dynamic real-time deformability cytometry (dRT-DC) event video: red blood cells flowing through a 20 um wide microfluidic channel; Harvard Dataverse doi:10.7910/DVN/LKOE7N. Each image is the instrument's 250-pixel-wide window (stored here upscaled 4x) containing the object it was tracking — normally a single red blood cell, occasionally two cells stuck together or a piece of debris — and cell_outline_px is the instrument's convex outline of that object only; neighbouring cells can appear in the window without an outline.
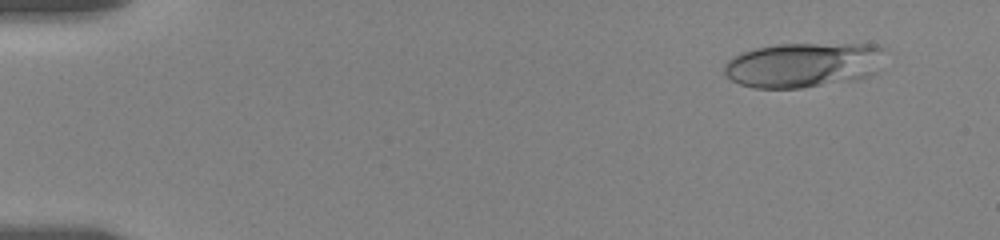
{"species": "human", "species_latin": "Homo sapiens", "temperature_condition": "room temperature", "stored_images_in_passage": 9, "camera_frame_rate_fps": 3000, "um_per_image_px": 0.085, "donor": {"sex": "female"}, "frame": {"image": 1, "passage_image": 2, "time_ms": 1.0, "image_size_px": [1000, 240], "cell_outline_px": [[884, 48], [876, 72], [872, 76], [856, 80], [800, 88], [756, 88], [740, 84], [724, 76], [724, 64], [732, 56], [740, 52], [756, 48], [776, 44], [876, 44]], "centroid_in_image_um": [68.25, 5.52], "position_along_channel_um": 16.7, "area_um2": 42.31}}